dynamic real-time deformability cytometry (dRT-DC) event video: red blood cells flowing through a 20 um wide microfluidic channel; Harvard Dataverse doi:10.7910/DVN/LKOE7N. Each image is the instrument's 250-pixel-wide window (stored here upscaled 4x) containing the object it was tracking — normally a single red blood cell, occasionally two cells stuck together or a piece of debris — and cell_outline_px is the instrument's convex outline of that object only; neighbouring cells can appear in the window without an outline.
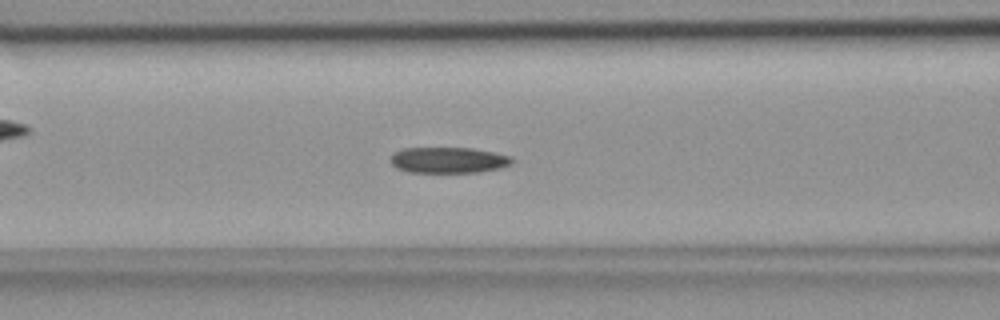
{"species": "common noctule bat (a hibernating species)", "species_latin": "Nyctalus noctula", "temperature_condition": "room temperature", "stored_images_in_passage": 47, "camera_frame_rate_fps": 3000, "um_per_image_px": 0.085, "animal": {"sex": "female", "body_mass_g": 18.4}, "frame": {"image": 1, "passage_image": 15, "time_ms": 4.667, "image_size_px": [1000, 320], "cell_outline_px": [[516, 160], [512, 164], [500, 168], [476, 172], [408, 172], [396, 168], [388, 160], [392, 152], [404, 148], [472, 148], [512, 156]], "centroid_in_image_um": [38.09, 13.6], "position_along_channel_um": 128.5, "area_um2": 18.55}}
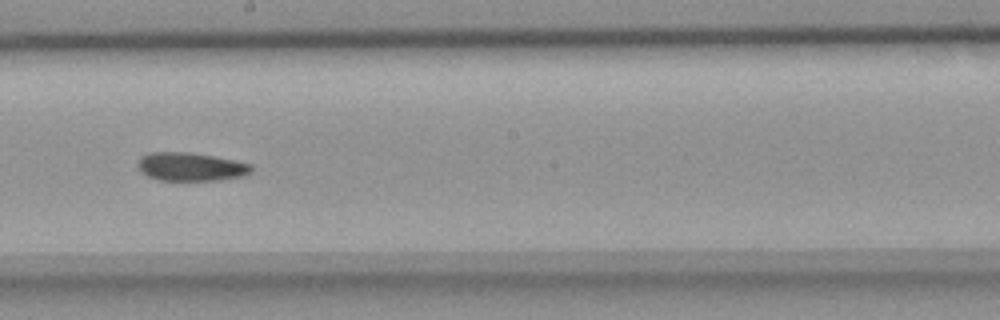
{"frame": {"image": 2, "passage_image": 23, "time_ms": 7.333, "image_size_px": [1000, 320], "cell_outline_px": [[252, 172], [248, 176], [220, 180], [156, 180], [140, 172], [136, 164], [140, 156], [148, 152], [188, 152], [212, 156], [252, 164]], "centroid_in_image_um": [16.2, 14.18], "position_along_channel_um": 232.0, "area_um2": 19.07}}
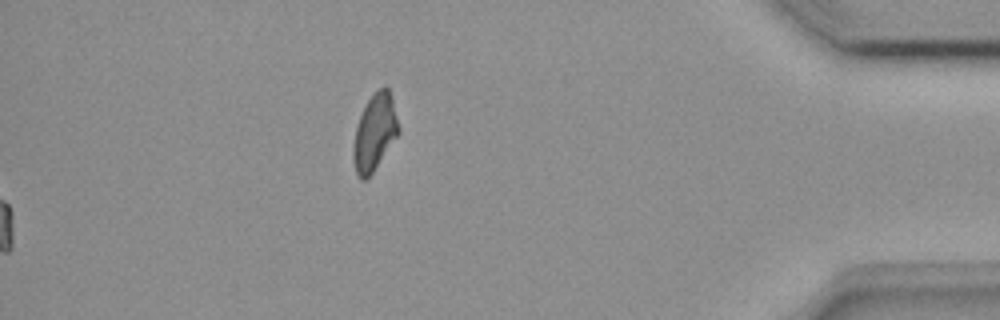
{"frame": {"image": 3, "passage_image": 47, "time_ms": 15.333, "image_size_px": [1000, 320], "cell_outline_px": [[400, 132], [372, 172], [364, 180], [360, 180], [356, 176], [352, 156], [352, 148], [356, 128], [360, 116], [368, 100], [384, 84], [388, 88], [392, 100], [400, 128]], "centroid_in_image_um": [31.83, 11.28], "position_along_channel_um": 403.4, "area_um2": 19.88}, "authors_computed_cell_mechanics": {"area_um2": 19.0162, "velocity_mm_per_s": 3.8896, "shape_relaxation_time_tau1_ms": null, "shape_relaxation_time_tau2_ms": 4.9422, "deformation_change_tau1": null, "deformation_change_tau2": 0.0982}}